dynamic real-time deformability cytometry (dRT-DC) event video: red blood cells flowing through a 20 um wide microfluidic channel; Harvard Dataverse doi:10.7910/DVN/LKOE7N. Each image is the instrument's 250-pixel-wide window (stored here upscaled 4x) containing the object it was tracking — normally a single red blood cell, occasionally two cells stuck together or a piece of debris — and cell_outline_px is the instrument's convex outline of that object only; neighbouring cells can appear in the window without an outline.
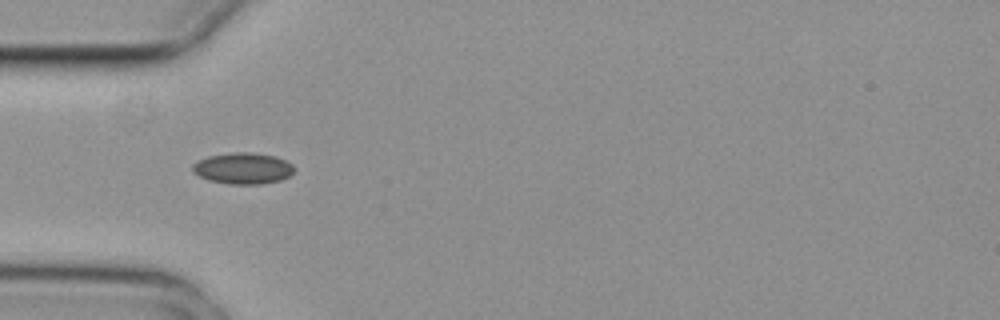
{"species": "common noctule bat (a hibernating species)", "species_latin": "Nyctalus noctula", "temperature_condition": "cold", "stored_images_in_passage": 7, "camera_frame_rate_fps": 3000, "um_per_image_px": 0.085, "animal": {"sex": "female", "body_mass_g": 29.2, "forearm_length_mm": 56.3}, "frame": {"image": 1, "passage_image": 5, "time_ms": 1.333, "image_size_px": [1000, 320], "cell_outline_px": [[296, 168], [288, 176], [280, 180], [260, 184], [228, 184], [208, 180], [192, 172], [192, 164], [208, 156], [232, 152], [252, 152], [276, 156], [292, 164]], "centroid_in_image_um": [20.64, 14.3], "position_along_channel_um": 64.4, "area_um2": 18.55}}
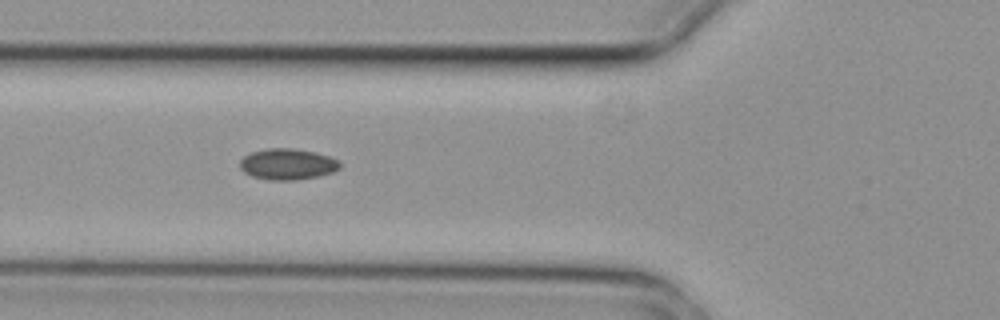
{"frame": {"image": 2, "passage_image": 6, "time_ms": 1.667, "image_size_px": [1000, 320], "cell_outline_px": [[340, 168], [332, 172], [316, 176], [296, 180], [268, 180], [252, 176], [244, 172], [240, 168], [240, 160], [244, 156], [252, 152], [268, 148], [292, 148], [316, 152], [340, 160]], "centroid_in_image_um": [24.43, 13.95], "position_along_channel_um": 101.4, "area_um2": 18.09}}
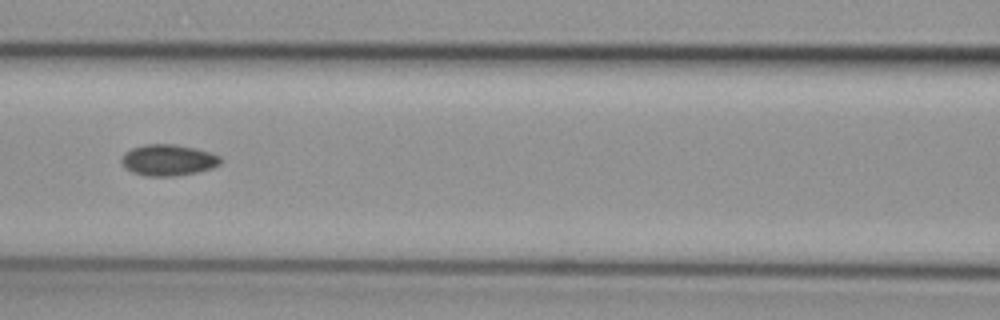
{"frame": {"image": 3, "passage_image": 7, "time_ms": 2.0, "image_size_px": [1000, 320], "cell_outline_px": [[220, 164], [212, 168], [196, 172], [176, 176], [144, 176], [132, 172], [124, 168], [120, 160], [124, 152], [132, 148], [144, 144], [176, 144], [196, 148], [212, 152], [220, 156]], "centroid_in_image_um": [14.27, 13.6], "position_along_channel_um": 152.3, "area_um2": 18.26}}